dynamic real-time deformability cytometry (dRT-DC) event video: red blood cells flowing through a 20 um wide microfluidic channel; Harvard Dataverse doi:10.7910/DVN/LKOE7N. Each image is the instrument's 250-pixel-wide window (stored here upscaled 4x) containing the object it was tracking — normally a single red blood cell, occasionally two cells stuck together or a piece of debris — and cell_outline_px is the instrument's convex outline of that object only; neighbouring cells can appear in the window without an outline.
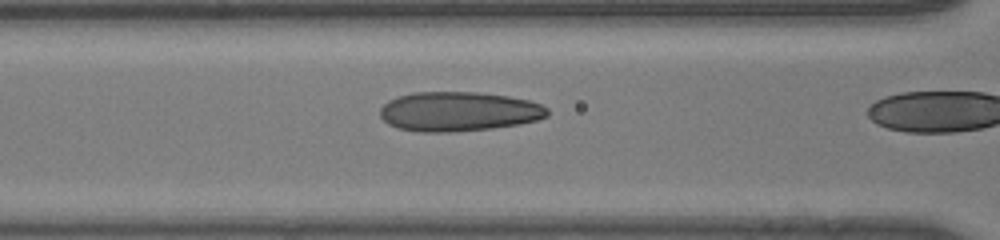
{"species": "human", "species_latin": "Homo sapiens", "temperature_condition": "room temperature", "stored_images_in_passage": 24, "camera_frame_rate_fps": 3000, "um_per_image_px": 0.085, "donor": {"sex": "male"}, "frame": {"image": 1, "passage_image": 23, "time_ms": 7.333, "image_size_px": [1000, 240], "cell_outline_px": [[548, 116], [536, 120], [520, 124], [492, 128], [452, 132], [420, 132], [396, 128], [388, 124], [380, 116], [380, 108], [388, 100], [412, 92], [476, 92], [508, 96], [528, 100], [540, 104], [548, 108]], "centroid_in_image_um": [38.97, 9.48], "position_along_channel_um": 127.6, "area_um2": 38.61}}